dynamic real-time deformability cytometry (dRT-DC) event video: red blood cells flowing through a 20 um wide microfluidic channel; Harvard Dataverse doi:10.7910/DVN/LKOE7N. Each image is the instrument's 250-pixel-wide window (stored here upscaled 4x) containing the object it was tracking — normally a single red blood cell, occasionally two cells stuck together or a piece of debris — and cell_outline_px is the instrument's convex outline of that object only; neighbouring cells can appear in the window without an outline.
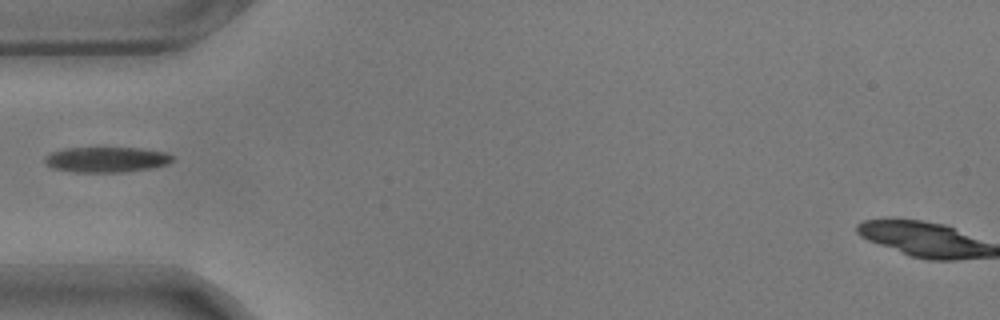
{"species": "common noctule bat (a hibernating species)", "species_latin": "Nyctalus noctula", "temperature_condition": "warm", "stored_images_in_passage": 7, "camera_frame_rate_fps": 3000, "um_per_image_px": 0.085, "animal": {"sex": "male", "body_mass_g": 17.9}, "frame": {"image": 1, "passage_image": 1, "time_ms": 0.0, "image_size_px": [1000, 320], "cell_outline_px": [[172, 160], [168, 164], [148, 168], [124, 172], [72, 172], [52, 168], [44, 164], [44, 156], [52, 152], [64, 148], [140, 148], [168, 152], [172, 156]], "centroid_in_image_um": [9.0, 13.56], "position_along_channel_um": 76.0, "area_um2": 18.96}}
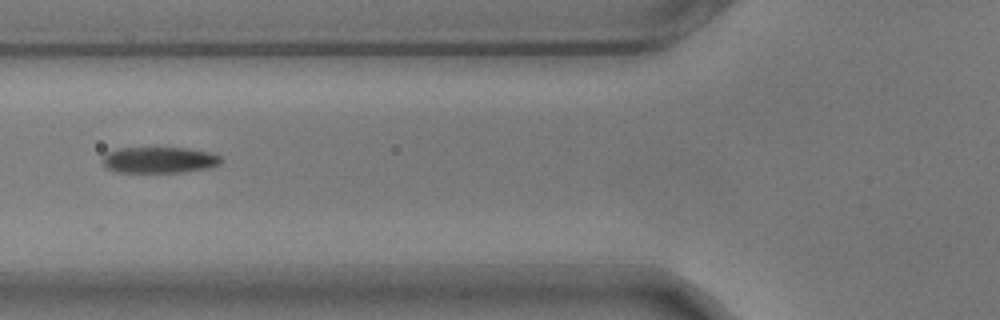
{"frame": {"image": 2, "passage_image": 4, "time_ms": 1.0, "image_size_px": [1000, 320], "cell_outline_px": [[220, 164], [208, 168], [184, 172], [116, 172], [108, 168], [100, 160], [108, 152], [116, 148], [184, 148], [208, 152], [220, 156]], "centroid_in_image_um": [13.5, 13.6], "position_along_channel_um": 112.3, "area_um2": 17.92}}
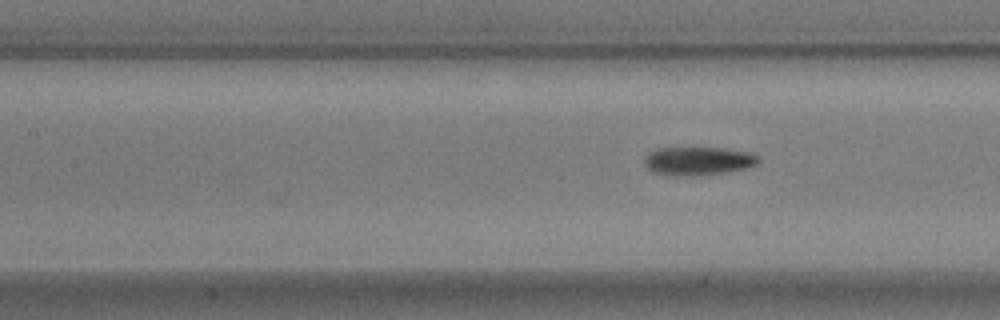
{"frame": {"image": 3, "passage_image": 7, "time_ms": 2.0, "image_size_px": [1000, 320], "cell_outline_px": [[760, 160], [756, 164], [744, 168], [724, 172], [692, 176], [668, 176], [652, 172], [644, 164], [644, 156], [648, 152], [660, 148], [724, 148], [748, 152], [756, 156]], "centroid_in_image_um": [59.26, 13.69], "position_along_channel_um": 148.1, "area_um2": 18.84}}